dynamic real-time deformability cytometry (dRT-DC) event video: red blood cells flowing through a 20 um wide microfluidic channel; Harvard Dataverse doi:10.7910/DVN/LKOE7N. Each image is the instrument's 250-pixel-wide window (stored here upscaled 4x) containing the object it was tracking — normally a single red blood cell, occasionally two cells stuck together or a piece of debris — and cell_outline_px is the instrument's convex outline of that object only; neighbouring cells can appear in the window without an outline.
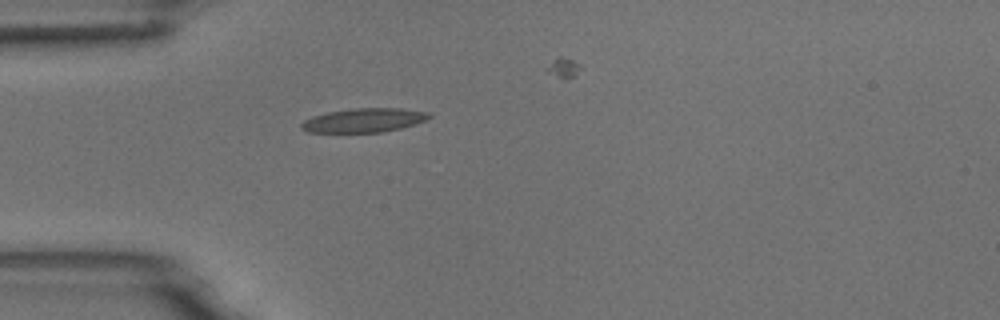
{"species": "common noctule bat (a hibernating species)", "species_latin": "Nyctalus noctula", "temperature_condition": "room temperature", "stored_images_in_passage": 2, "camera_frame_rate_fps": 3000, "um_per_image_px": 0.085, "animal": {"sex": "male", "body_mass_g": 18.8}, "frame": {"image": 1, "passage_image": 1, "time_ms": 0.0, "image_size_px": [1000, 320], "cell_outline_px": [[432, 116], [416, 124], [400, 128], [380, 132], [308, 132], [300, 128], [300, 124], [304, 120], [312, 116], [328, 112], [352, 108], [400, 108], [428, 112]], "centroid_in_image_um": [30.91, 10.22], "position_along_channel_um": 54.1, "area_um2": 17.8}}